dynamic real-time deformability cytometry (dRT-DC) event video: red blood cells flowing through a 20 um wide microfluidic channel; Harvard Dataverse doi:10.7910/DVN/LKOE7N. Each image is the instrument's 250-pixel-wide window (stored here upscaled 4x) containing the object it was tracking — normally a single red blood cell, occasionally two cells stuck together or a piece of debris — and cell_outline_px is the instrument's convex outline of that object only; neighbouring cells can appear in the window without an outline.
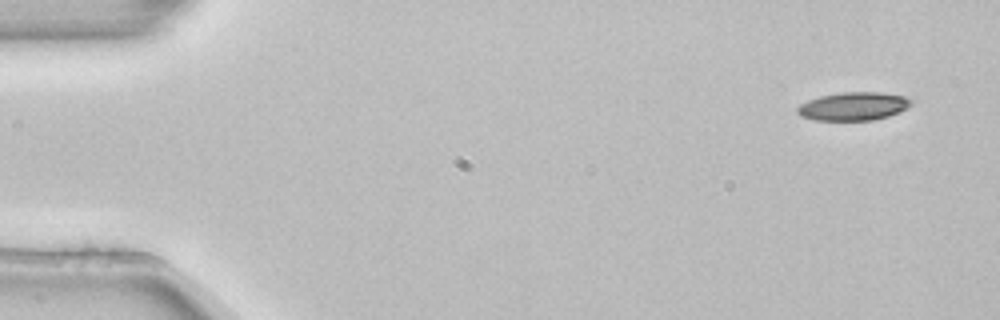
{"species": "common noctule bat (a hibernating species)", "species_latin": "Nyctalus noctula", "temperature_condition": "room temperature", "stored_images_in_passage": 4, "camera_frame_rate_fps": 3000, "um_per_image_px": 0.085, "animal": {"sex": "female", "body_mass_g": 22.7, "forearm_length_mm": 54.2}, "frame": {"image": 1, "passage_image": 1, "time_ms": 0.0, "image_size_px": [1000, 320], "cell_outline_px": [[916, 100], [908, 108], [888, 116], [872, 120], [816, 120], [800, 116], [796, 112], [796, 108], [800, 104], [808, 100], [820, 96], [840, 92], [880, 92], [904, 96]], "centroid_in_image_um": [72.56, 9.02], "position_along_channel_um": 12.4, "area_um2": 18.9}}
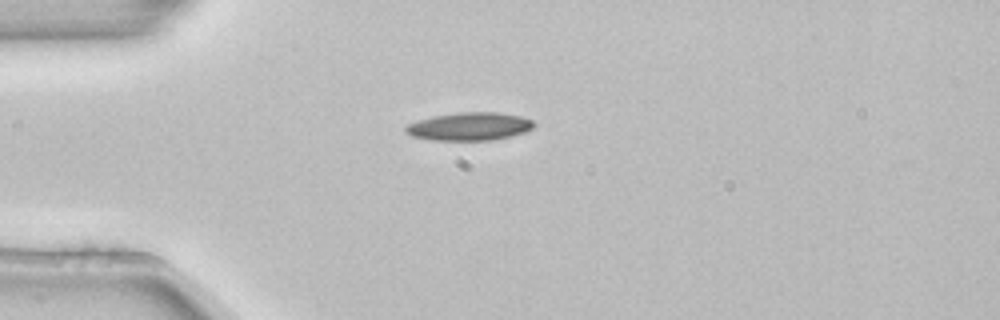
{"frame": {"image": 2, "passage_image": 4, "time_ms": 1.0, "image_size_px": [1000, 320], "cell_outline_px": [[536, 124], [532, 128], [524, 132], [512, 136], [492, 140], [432, 140], [412, 136], [404, 132], [404, 128], [408, 124], [432, 116], [460, 112], [496, 112], [520, 116], [532, 120]], "centroid_in_image_um": [39.9, 10.75], "position_along_channel_um": 45.1, "area_um2": 20.92}}